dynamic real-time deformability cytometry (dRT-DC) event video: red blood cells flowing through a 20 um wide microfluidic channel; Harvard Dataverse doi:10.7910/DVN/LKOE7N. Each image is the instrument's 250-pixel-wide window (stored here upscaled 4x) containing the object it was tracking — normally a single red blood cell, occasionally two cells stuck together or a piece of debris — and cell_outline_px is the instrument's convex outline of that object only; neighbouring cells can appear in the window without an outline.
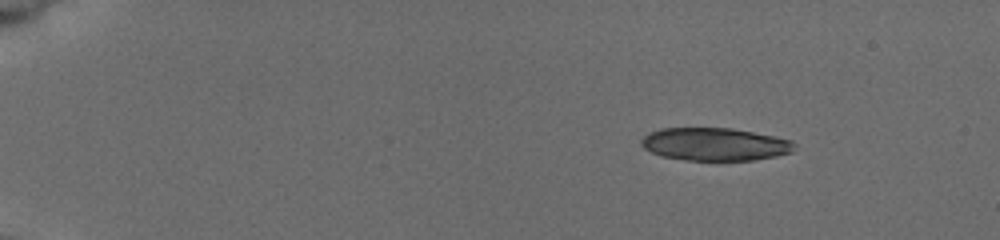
{"species": "common noctule bat (a hibernating species)", "species_latin": "Nyctalus noctula", "temperature_condition": "cold", "stored_images_in_passage": 48, "camera_frame_rate_fps": 3000, "um_per_image_px": 0.085, "animal": {"sex": "female", "body_mass_g": 19.5, "forearm_length_mm": 54.1}, "frame": {"image": 1, "passage_image": 1, "time_ms": 0.0, "image_size_px": [1000, 240], "cell_outline_px": [[792, 152], [776, 156], [752, 160], [688, 160], [664, 156], [652, 152], [644, 148], [640, 144], [640, 140], [644, 136], [660, 128], [732, 128], [792, 140]], "centroid_in_image_um": [60.73, 12.25], "position_along_channel_um": 24.3, "area_um2": 28.9}}
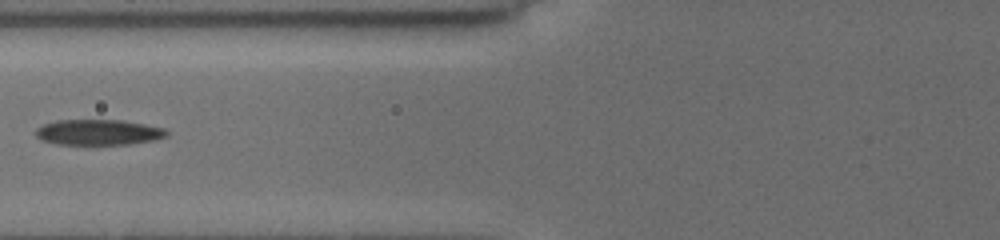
{"frame": {"image": 2, "passage_image": 17, "time_ms": 5.667, "image_size_px": [1000, 240], "cell_outline_px": [[168, 136], [152, 140], [128, 144], [56, 144], [44, 140], [36, 136], [36, 128], [44, 124], [56, 120], [124, 120], [164, 128], [168, 132]], "centroid_in_image_um": [8.37, 11.23], "position_along_channel_um": 117.4, "area_um2": 19.36}}
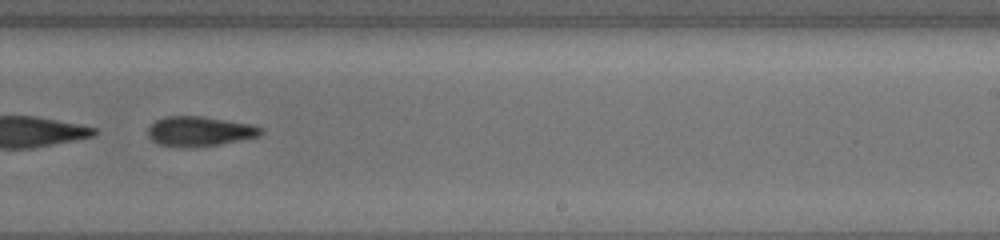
{"frame": {"image": 3, "passage_image": 31, "time_ms": 9.667, "image_size_px": [1000, 240], "cell_outline_px": [[264, 132], [260, 136], [220, 144], [188, 148], [184, 148], [160, 144], [152, 140], [148, 136], [148, 128], [156, 120], [164, 116], [200, 116], [252, 124], [264, 128]], "centroid_in_image_um": [16.99, 11.16], "position_along_channel_um": 272.0, "area_um2": 19.71}, "authors_computed_cell_mechanics": {"area_um2": 21.097, "velocity_mm_per_s": 3.8679, "shape_relaxation_time_tau1_ms": 2.604, "shape_relaxation_time_tau2_ms": 10.0903, "deformation_change_tau1": 0.1179, "deformation_change_tau2": 0.228}}